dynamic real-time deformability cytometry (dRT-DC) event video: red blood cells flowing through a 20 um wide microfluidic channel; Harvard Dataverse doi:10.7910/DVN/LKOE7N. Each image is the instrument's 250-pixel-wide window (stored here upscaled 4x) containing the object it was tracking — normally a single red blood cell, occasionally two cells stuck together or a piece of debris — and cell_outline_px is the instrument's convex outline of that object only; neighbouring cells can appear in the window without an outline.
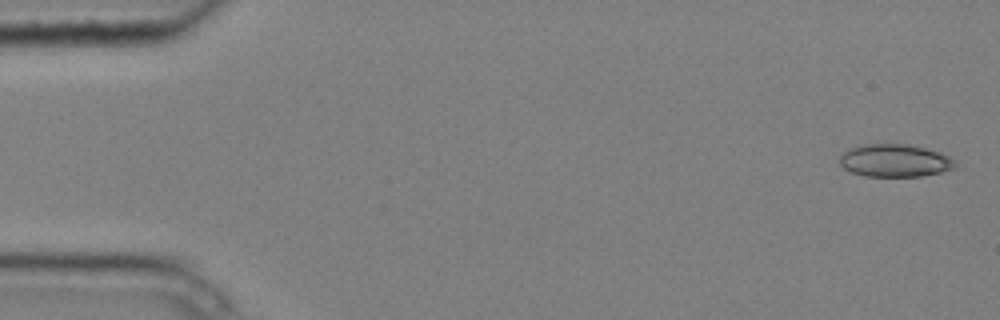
{"species": "common noctule bat (a hibernating species)", "species_latin": "Nyctalus noctula", "temperature_condition": "cold", "stored_images_in_passage": 5, "camera_frame_rate_fps": 3000, "um_per_image_px": 0.085, "animal": {"sex": "male", "body_mass_g": 20.4}, "frame": {"image": 1, "passage_image": 1, "time_ms": 0.0, "image_size_px": [1000, 320], "cell_outline_px": [[960, 164], [956, 168], [940, 172], [920, 176], [864, 176], [852, 172], [844, 168], [840, 164], [840, 156], [848, 148], [860, 144], [904, 144], [924, 148], [940, 152], [956, 160]], "centroid_in_image_um": [76.08, 13.65], "position_along_channel_um": 8.9, "area_um2": 22.14}}
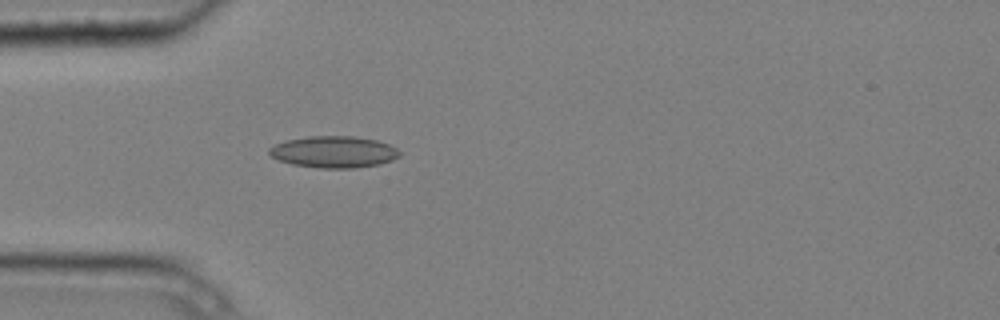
{"frame": {"image": 2, "passage_image": 5, "time_ms": 1.333, "image_size_px": [1000, 320], "cell_outline_px": [[400, 156], [392, 160], [380, 164], [352, 168], [320, 168], [292, 164], [280, 160], [272, 156], [268, 152], [268, 148], [276, 144], [288, 140], [308, 136], [352, 136], [376, 140], [388, 144], [396, 148], [400, 152]], "centroid_in_image_um": [28.38, 12.91], "position_along_channel_um": 56.6, "area_um2": 23.87}}